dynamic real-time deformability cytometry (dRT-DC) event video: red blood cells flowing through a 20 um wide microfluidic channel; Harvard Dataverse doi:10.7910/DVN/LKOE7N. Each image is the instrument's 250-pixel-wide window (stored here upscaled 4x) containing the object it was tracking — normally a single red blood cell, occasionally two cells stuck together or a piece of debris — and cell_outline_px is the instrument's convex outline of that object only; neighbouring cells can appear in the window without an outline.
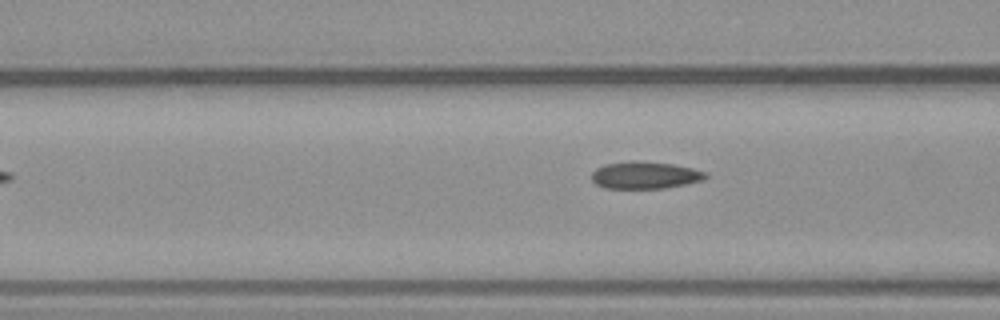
{"species": "common noctule bat (a hibernating species)", "species_latin": "Nyctalus noctula", "temperature_condition": "warm", "stored_images_in_passage": 4, "camera_frame_rate_fps": 3000, "um_per_image_px": 0.085, "animal": {"sex": "male", "body_mass_g": 23.1, "forearm_length_mm": 52.7}, "frame": {"image": 1, "passage_image": 4, "time_ms": 3.667, "image_size_px": [1000, 320], "cell_outline_px": [[708, 176], [704, 180], [664, 188], [604, 188], [596, 184], [592, 180], [592, 172], [596, 168], [604, 164], [632, 160], [672, 164], [692, 168], [708, 172]], "centroid_in_image_um": [54.82, 14.88], "position_along_channel_um": 111.8, "area_um2": 18.09}}